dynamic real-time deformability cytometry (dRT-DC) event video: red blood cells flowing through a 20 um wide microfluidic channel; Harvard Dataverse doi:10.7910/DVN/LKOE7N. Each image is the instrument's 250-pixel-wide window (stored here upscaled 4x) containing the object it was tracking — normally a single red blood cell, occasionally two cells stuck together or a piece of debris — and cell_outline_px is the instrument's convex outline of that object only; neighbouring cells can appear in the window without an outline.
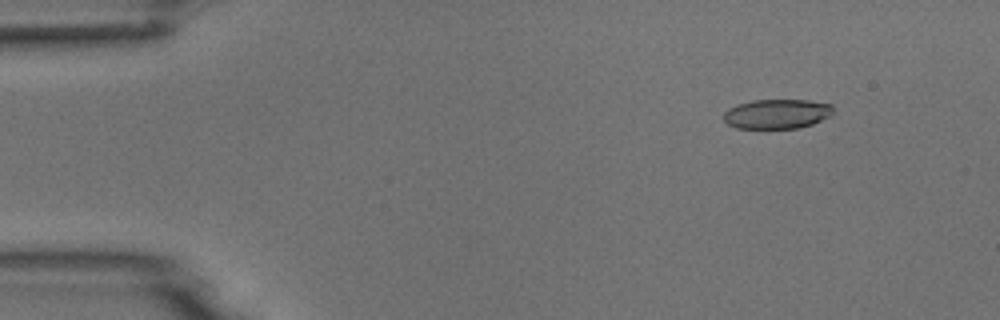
{"species": "common noctule bat (a hibernating species)", "species_latin": "Nyctalus noctula", "temperature_condition": "room temperature", "stored_images_in_passage": 6, "segment_of_instrument_passage": [2, 2], "camera_frame_rate_fps": 3000, "um_per_image_px": 0.085, "animal": {"sex": "male", "body_mass_g": 18.8}, "frame": {"image": 1, "passage_image": 6, "time_ms": 5.667, "image_size_px": [1000, 320], "cell_outline_px": [[832, 116], [812, 124], [800, 128], [736, 128], [728, 124], [724, 120], [724, 112], [728, 108], [736, 104], [752, 100], [808, 100], [832, 104]], "centroid_in_image_um": [66.04, 9.68], "position_along_channel_um": 19.0, "area_um2": 19.02}}